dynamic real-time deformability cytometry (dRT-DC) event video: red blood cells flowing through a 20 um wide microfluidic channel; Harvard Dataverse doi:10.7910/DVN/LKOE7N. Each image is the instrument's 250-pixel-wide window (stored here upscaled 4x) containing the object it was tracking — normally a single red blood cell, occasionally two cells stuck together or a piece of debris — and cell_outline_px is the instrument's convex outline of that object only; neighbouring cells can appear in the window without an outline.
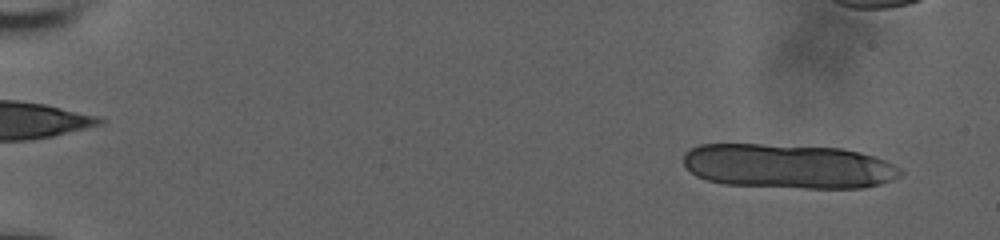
{"species": "human", "species_latin": "Homo sapiens", "temperature_condition": "room temperature", "stored_images_in_passage": 18, "camera_frame_rate_fps": 3000, "um_per_image_px": 0.085, "donor": {"sex": "male"}, "frame": {"image": 1, "passage_image": 4, "time_ms": 1.0, "image_size_px": [1000, 240], "cell_outline_px": [[904, 172], [900, 176], [892, 180], [880, 184], [864, 188], [804, 188], [724, 184], [708, 180], [696, 176], [684, 168], [684, 152], [688, 148], [700, 144], [760, 144], [840, 148], [860, 152], [884, 160], [900, 168]], "centroid_in_image_um": [66.97, 14.13], "position_along_channel_um": 18.0, "area_um2": 56.59}}